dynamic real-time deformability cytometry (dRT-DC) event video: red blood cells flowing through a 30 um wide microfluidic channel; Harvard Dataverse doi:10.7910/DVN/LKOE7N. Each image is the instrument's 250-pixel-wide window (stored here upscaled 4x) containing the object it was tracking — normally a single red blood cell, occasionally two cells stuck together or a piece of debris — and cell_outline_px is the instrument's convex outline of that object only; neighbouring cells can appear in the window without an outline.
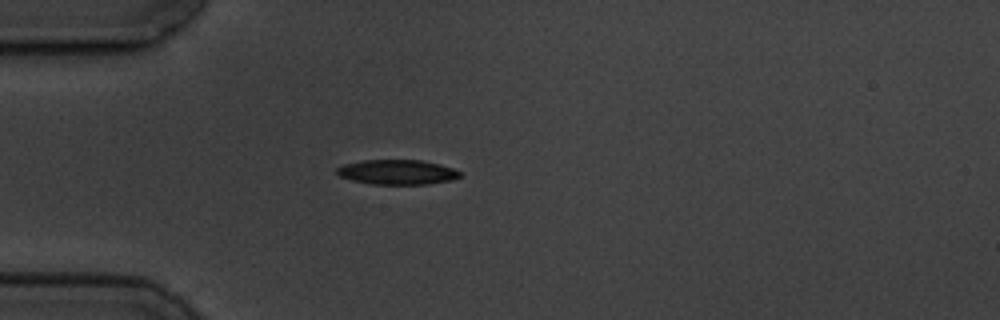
{"species": "common noctule bat (a hibernating species)", "species_latin": "Nyctalus noctula", "temperature_condition": "cold", "stored_images_in_passage": 1, "camera_frame_rate_fps": 3000, "um_per_image_px": 0.085, "animal": {"sex": "male", "body_mass_g": 19.5, "forearm_length_mm": 54.6}, "frame": {"image": 1, "passage_image": 1, "time_ms": 0.0, "image_size_px": [1000, 320], "cell_outline_px": [[460, 176], [452, 180], [428, 184], [372, 184], [352, 180], [340, 176], [336, 172], [336, 168], [344, 164], [364, 160], [420, 160], [440, 164], [452, 168], [460, 172]], "centroid_in_image_um": [33.76, 14.63], "position_along_channel_um": 51.2, "area_um2": 17.69}}